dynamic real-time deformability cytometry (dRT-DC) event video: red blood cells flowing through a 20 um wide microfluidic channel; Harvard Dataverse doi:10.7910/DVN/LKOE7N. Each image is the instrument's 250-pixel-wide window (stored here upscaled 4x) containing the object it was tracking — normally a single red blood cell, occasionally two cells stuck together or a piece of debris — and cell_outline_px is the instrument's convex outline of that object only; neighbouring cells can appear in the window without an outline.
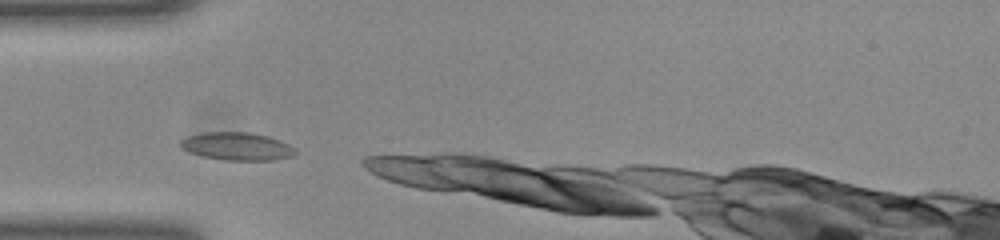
{"species": "common noctule bat (a hibernating species)", "species_latin": "Nyctalus noctula", "temperature_condition": "room temperature", "stored_images_in_passage": 4, "camera_frame_rate_fps": 3000, "um_per_image_px": 0.085, "animal": {"sex": "female", "body_mass_g": 23.0, "forearm_length_mm": 53.4}, "frame": {"image": 1, "passage_image": 1, "time_ms": 0.0, "image_size_px": [1000, 240], "cell_outline_px": [[296, 152], [292, 156], [272, 160], [228, 160], [204, 156], [180, 148], [180, 140], [188, 136], [200, 132], [248, 132], [268, 136], [280, 140], [288, 144]], "centroid_in_image_um": [20.12, 12.42], "position_along_channel_um": 64.9, "area_um2": 18.44}}